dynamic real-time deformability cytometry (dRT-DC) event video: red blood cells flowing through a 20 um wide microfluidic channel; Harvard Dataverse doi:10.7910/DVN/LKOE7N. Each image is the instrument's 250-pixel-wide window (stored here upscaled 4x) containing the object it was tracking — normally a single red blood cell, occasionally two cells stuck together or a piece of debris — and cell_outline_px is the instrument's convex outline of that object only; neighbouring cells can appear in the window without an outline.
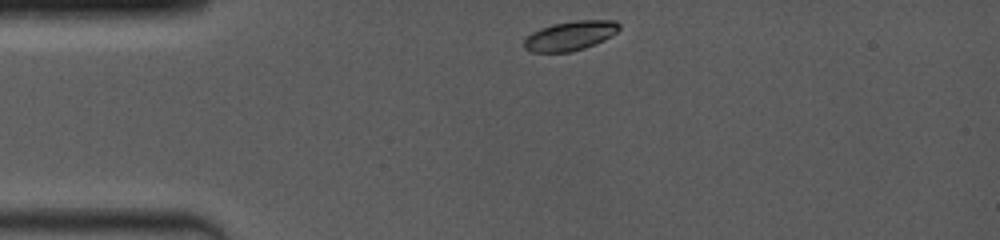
{"species": "common noctule bat (a hibernating species)", "species_latin": "Nyctalus noctula", "temperature_condition": "room temperature", "stored_images_in_passage": 10, "camera_frame_rate_fps": 4000, "um_per_image_px": 0.085, "animal": {"sex": "female", "body_mass_g": 19.0, "forearm_length_mm": 53.3}, "frame": {"image": 1, "passage_image": 1, "time_ms": 0.0, "image_size_px": [1000, 240], "cell_outline_px": [[620, 28], [616, 32], [604, 40], [584, 48], [572, 52], [532, 52], [524, 48], [524, 40], [532, 32], [540, 28], [552, 24], [576, 20], [616, 20], [620, 24]], "centroid_in_image_um": [48.47, 3.03], "position_along_channel_um": 36.5, "area_um2": 16.3}}
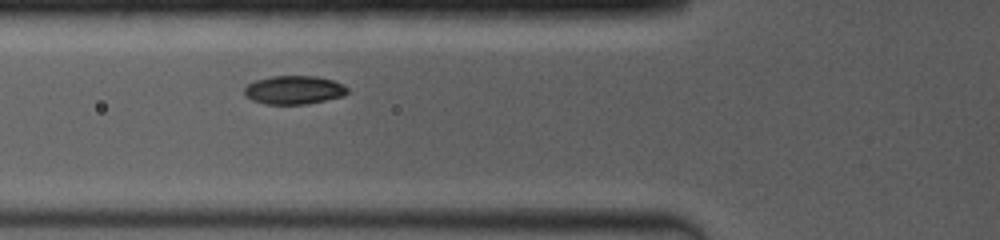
{"frame": {"image": 2, "passage_image": 9, "time_ms": 2.5, "image_size_px": [1000, 240], "cell_outline_px": [[348, 92], [344, 96], [308, 104], [264, 104], [252, 100], [244, 96], [244, 88], [248, 84], [256, 80], [272, 76], [316, 76], [332, 80], [344, 84], [348, 88]], "centroid_in_image_um": [24.99, 7.65], "position_along_channel_um": 100.8, "area_um2": 17.28}}
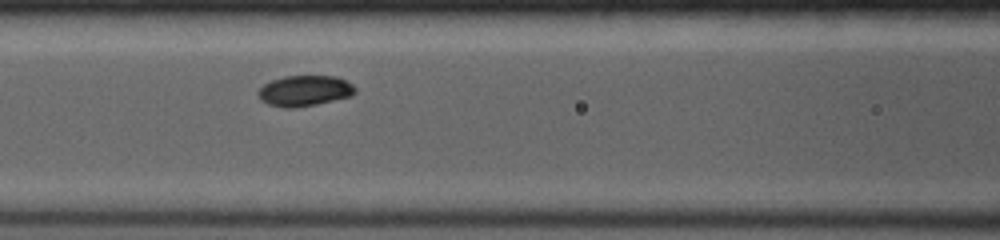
{"frame": {"image": 3, "passage_image": 10, "time_ms": 3.5, "image_size_px": [1000, 240], "cell_outline_px": [[356, 92], [352, 96], [316, 104], [296, 108], [284, 108], [268, 104], [260, 100], [256, 92], [264, 84], [272, 80], [284, 76], [336, 76], [352, 84], [356, 88]], "centroid_in_image_um": [25.87, 7.72], "position_along_channel_um": 140.7, "area_um2": 17.46}}